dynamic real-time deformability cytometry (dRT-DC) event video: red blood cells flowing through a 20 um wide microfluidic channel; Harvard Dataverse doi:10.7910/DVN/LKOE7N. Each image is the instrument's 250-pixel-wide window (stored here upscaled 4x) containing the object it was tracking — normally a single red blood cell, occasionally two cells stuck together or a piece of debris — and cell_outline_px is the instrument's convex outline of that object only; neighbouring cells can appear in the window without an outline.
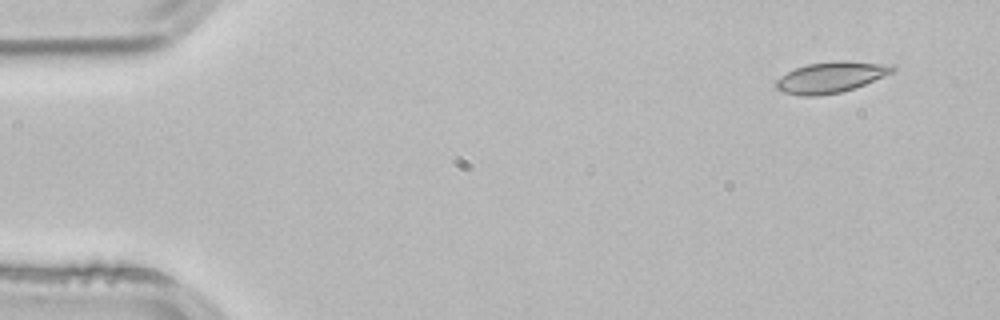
{"species": "common noctule bat (a hibernating species)", "species_latin": "Nyctalus noctula", "temperature_condition": "room temperature", "stored_images_in_passage": 3, "camera_frame_rate_fps": 3000, "um_per_image_px": 0.085, "animal": {"sex": "male", "body_mass_g": 21.5, "forearm_length_mm": 52.0}, "frame": {"image": 1, "passage_image": 1, "time_ms": 0.0, "image_size_px": [1000, 320], "cell_outline_px": [[896, 68], [892, 72], [864, 84], [840, 92], [816, 96], [800, 96], [784, 92], [776, 88], [776, 80], [780, 76], [796, 68], [808, 64], [836, 60], [848, 60], [892, 64]], "centroid_in_image_um": [70.62, 6.55], "position_along_channel_um": 14.4, "area_um2": 20.87}}
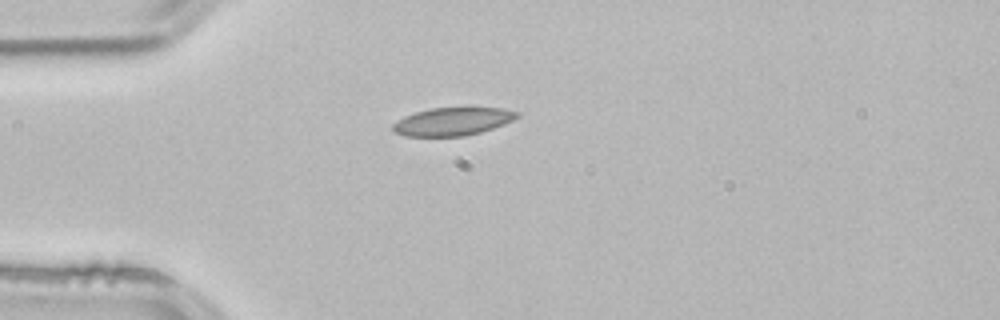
{"frame": {"image": 2, "passage_image": 3, "time_ms": 0.667, "image_size_px": [1000, 320], "cell_outline_px": [[520, 116], [504, 124], [480, 132], [464, 136], [404, 136], [396, 132], [392, 128], [392, 124], [396, 120], [404, 116], [428, 108], [504, 108], [520, 112]], "centroid_in_image_um": [38.47, 10.32], "position_along_channel_um": 46.5, "area_um2": 20.23}}